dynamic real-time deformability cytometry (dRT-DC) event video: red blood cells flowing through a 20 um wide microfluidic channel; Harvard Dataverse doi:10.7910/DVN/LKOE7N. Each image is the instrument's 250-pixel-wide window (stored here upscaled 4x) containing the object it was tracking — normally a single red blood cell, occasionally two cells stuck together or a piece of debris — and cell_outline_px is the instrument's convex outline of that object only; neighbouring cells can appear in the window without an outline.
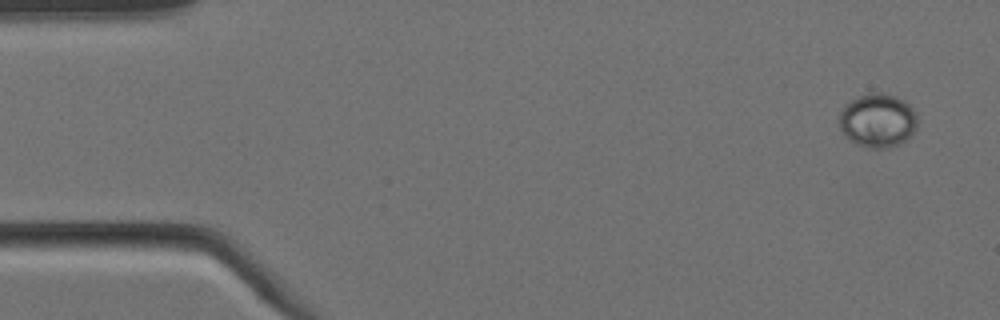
{"species": "Egyptian fruit bat (a non-hibernating species)", "species_latin": "Rousettus aegyptiacus", "temperature_condition": "cold", "stored_images_in_passage": 5, "camera_frame_rate_fps": 3000, "um_per_image_px": 0.085, "animal": {"sex": "female"}, "frame": {"image": 1, "passage_image": 1, "time_ms": 0.0, "image_size_px": [1000, 320], "cell_outline_px": [[916, 128], [900, 144], [888, 148], [864, 148], [856, 144], [844, 136], [840, 128], [840, 112], [844, 104], [860, 96], [872, 92], [884, 92], [896, 96], [904, 100], [916, 112]], "centroid_in_image_um": [74.58, 10.24], "position_along_channel_um": 10.4, "area_um2": 24.62}}
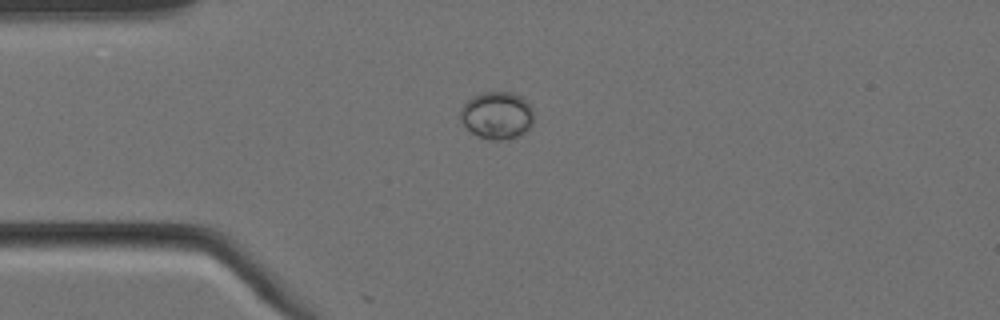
{"frame": {"image": 2, "passage_image": 4, "time_ms": 1.0, "image_size_px": [1000, 320], "cell_outline_px": [[532, 124], [520, 136], [504, 140], [488, 140], [472, 132], [460, 120], [460, 108], [472, 96], [484, 92], [512, 92], [520, 96], [532, 108]], "centroid_in_image_um": [42.23, 9.81], "position_along_channel_um": 42.8, "area_um2": 20.17}}